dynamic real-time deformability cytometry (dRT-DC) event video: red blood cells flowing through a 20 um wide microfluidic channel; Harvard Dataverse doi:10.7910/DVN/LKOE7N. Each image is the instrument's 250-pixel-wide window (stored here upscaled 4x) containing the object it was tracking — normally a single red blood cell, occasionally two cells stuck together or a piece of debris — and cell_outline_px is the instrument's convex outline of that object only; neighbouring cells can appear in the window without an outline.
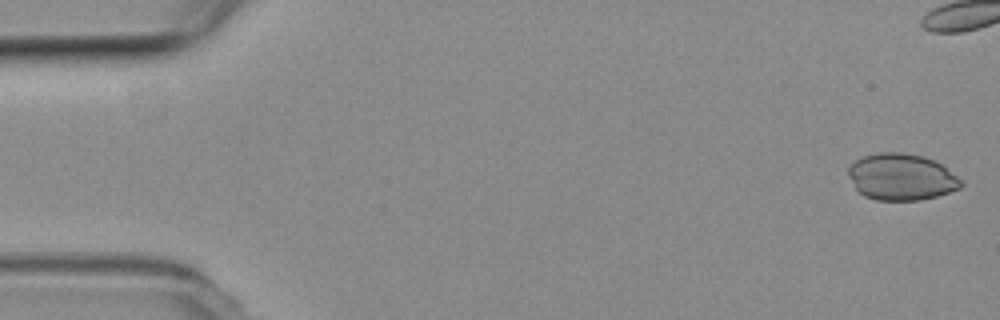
{"species": "common noctule bat (a hibernating species)", "species_latin": "Nyctalus noctula", "temperature_condition": "room temperature", "stored_images_in_passage": 44, "camera_frame_rate_fps": 3000, "um_per_image_px": 0.085, "animal": {"sex": "female", "body_mass_g": 19.3, "forearm_length_mm": 54.1}, "frame": {"image": 1, "passage_image": 1, "time_ms": 0.0, "image_size_px": [1000, 320], "cell_outline_px": [[964, 184], [960, 188], [936, 196], [920, 200], [876, 200], [864, 196], [856, 188], [848, 176], [848, 168], [856, 160], [864, 156], [880, 152], [904, 152], [924, 156], [940, 164], [956, 176]], "centroid_in_image_um": [76.6, 15.04], "position_along_channel_um": 8.4, "area_um2": 30.35}}